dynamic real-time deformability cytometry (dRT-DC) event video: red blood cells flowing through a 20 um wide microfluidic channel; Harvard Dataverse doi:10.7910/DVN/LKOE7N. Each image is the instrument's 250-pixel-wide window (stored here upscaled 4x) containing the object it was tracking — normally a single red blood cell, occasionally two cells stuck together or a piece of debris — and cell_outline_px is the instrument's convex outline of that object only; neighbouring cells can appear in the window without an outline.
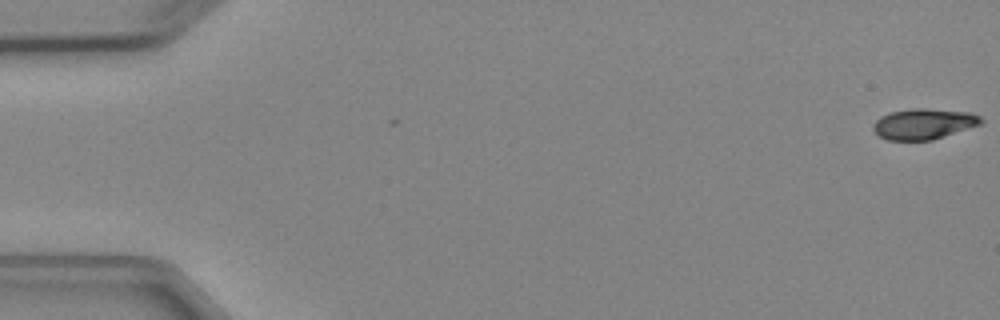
{"species": "Egyptian fruit bat (a non-hibernating species)", "species_latin": "Rousettus aegyptiacus", "temperature_condition": "cold", "stored_images_in_passage": 5, "camera_frame_rate_fps": 3000, "um_per_image_px": 0.085, "animal": {"sex": "female"}, "frame": {"image": 1, "passage_image": 1, "time_ms": 0.0, "image_size_px": [1000, 320], "cell_outline_px": [[984, 120], [980, 124], [932, 140], [888, 140], [880, 136], [872, 128], [872, 124], [880, 116], [892, 112], [912, 108], [924, 108], [972, 112], [980, 116]], "centroid_in_image_um": [78.51, 10.52], "position_along_channel_um": 6.5, "area_um2": 19.19}}
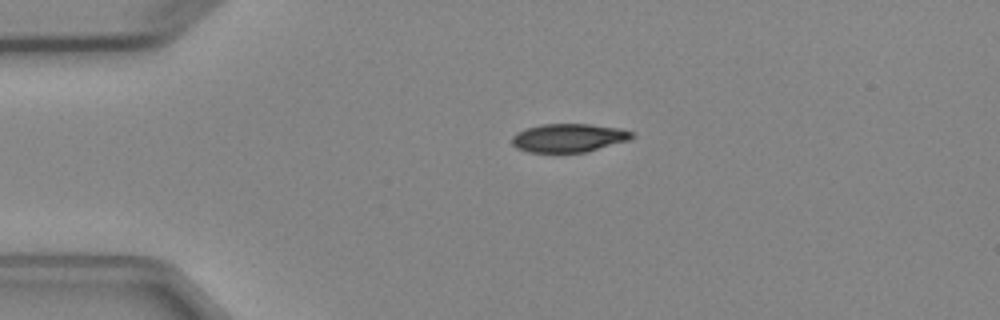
{"frame": {"image": 2, "passage_image": 4, "time_ms": 3.667, "image_size_px": [1000, 320], "cell_outline_px": [[636, 136], [632, 140], [588, 152], [528, 152], [516, 148], [512, 144], [512, 136], [516, 132], [524, 128], [540, 124], [588, 124], [620, 128], [636, 132]], "centroid_in_image_um": [48.39, 11.72], "position_along_channel_um": 36.6, "area_um2": 20.4}}